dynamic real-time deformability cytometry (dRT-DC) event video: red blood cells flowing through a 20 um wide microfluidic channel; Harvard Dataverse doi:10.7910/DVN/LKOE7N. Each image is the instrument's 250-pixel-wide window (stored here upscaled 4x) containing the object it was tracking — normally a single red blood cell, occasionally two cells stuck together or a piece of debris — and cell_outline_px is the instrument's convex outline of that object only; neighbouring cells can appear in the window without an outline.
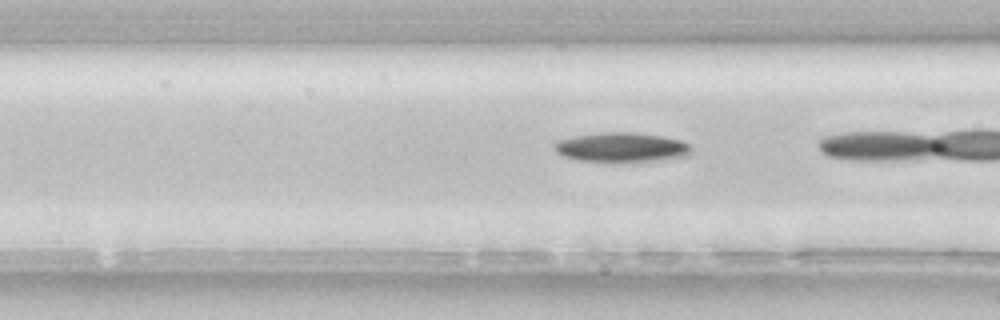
{"species": "common noctule bat (a hibernating species)", "species_latin": "Nyctalus noctula", "temperature_condition": "room temperature", "stored_images_in_passage": 20, "camera_frame_rate_fps": 3000, "um_per_image_px": 0.085, "animal": {"sex": "female", "body_mass_g": 22.7, "forearm_length_mm": 54.2}, "frame": {"image": 1, "passage_image": 18, "time_ms": 5.667, "image_size_px": [1000, 320], "cell_outline_px": [[692, 148], [688, 156], [660, 160], [580, 160], [564, 156], [556, 152], [552, 144], [556, 140], [576, 136], [600, 132], [632, 132], [664, 136], [680, 140], [688, 144]], "centroid_in_image_um": [52.83, 12.49], "position_along_channel_um": 113.8, "area_um2": 23.12}}